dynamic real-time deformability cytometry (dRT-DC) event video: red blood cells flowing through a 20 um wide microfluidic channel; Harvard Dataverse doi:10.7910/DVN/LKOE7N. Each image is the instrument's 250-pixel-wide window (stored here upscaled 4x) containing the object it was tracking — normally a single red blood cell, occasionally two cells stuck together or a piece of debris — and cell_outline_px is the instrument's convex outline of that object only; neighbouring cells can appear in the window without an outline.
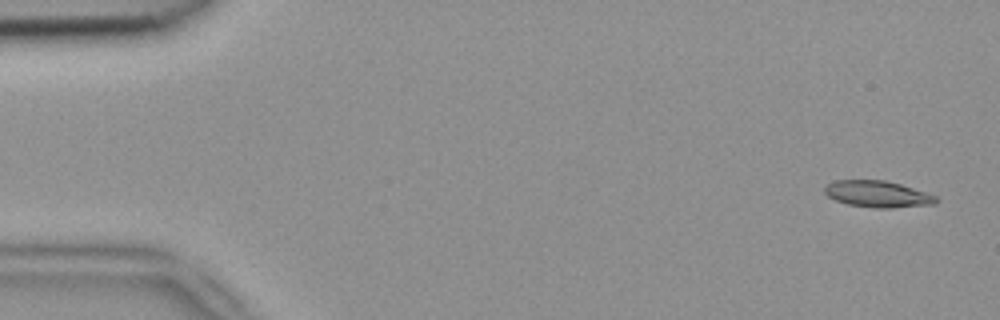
{"species": "common noctule bat (a hibernating species)", "species_latin": "Nyctalus noctula", "temperature_condition": "room temperature", "stored_images_in_passage": 8, "camera_frame_rate_fps": 3000, "um_per_image_px": 0.085, "animal": {"sex": "female", "body_mass_g": 18.4}, "frame": {"image": 1, "passage_image": 1, "time_ms": 0.0, "image_size_px": [1000, 320], "cell_outline_px": [[940, 200], [936, 204], [892, 208], [876, 208], [848, 204], [836, 200], [828, 196], [824, 192], [824, 188], [828, 184], [836, 180], [884, 180], [900, 184], [936, 196]], "centroid_in_image_um": [74.62, 16.5], "position_along_channel_um": 10.4, "area_um2": 17.11}}
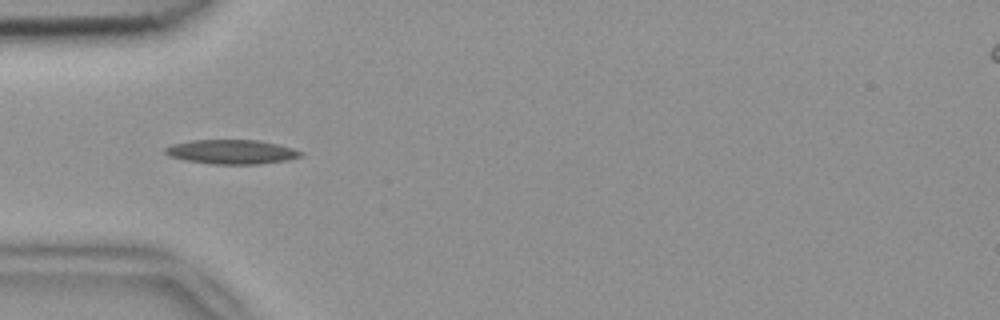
{"frame": {"image": 2, "passage_image": 5, "time_ms": 1.333, "image_size_px": [1000, 320], "cell_outline_px": [[304, 156], [288, 160], [260, 164], [212, 164], [184, 160], [168, 156], [164, 152], [164, 148], [172, 144], [192, 140], [256, 140], [276, 144], [292, 148], [304, 152]], "centroid_in_image_um": [19.68, 12.91], "position_along_channel_um": 65.3, "area_um2": 19.31}}
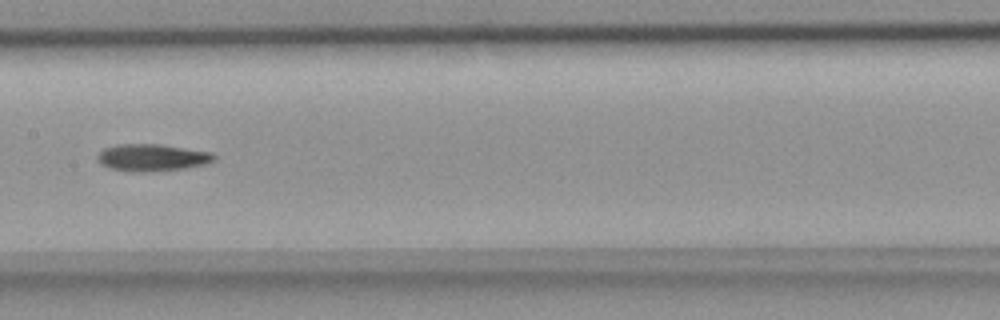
{"frame": {"image": 3, "passage_image": 8, "time_ms": 2.333, "image_size_px": [1000, 320], "cell_outline_px": [[216, 156], [212, 160], [204, 164], [184, 168], [144, 172], [128, 172], [108, 168], [100, 164], [96, 156], [104, 148], [120, 144], [160, 144], [212, 152]], "centroid_in_image_um": [12.87, 13.39], "position_along_channel_um": 194.5, "area_um2": 18.38}}